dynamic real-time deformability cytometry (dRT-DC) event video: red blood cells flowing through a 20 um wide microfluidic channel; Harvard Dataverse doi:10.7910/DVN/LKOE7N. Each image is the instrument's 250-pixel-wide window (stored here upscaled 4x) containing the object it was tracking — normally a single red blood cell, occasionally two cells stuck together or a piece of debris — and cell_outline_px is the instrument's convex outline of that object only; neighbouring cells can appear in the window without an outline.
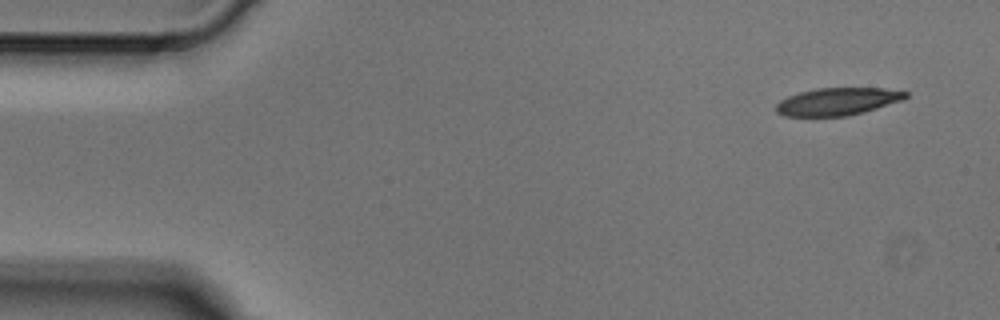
{"species": "Egyptian fruit bat (a non-hibernating species)", "species_latin": "Rousettus aegyptiacus", "temperature_condition": "cold", "stored_images_in_passage": 5, "segment_of_instrument_passage": [1, 2], "camera_frame_rate_fps": 3000, "um_per_image_px": 0.085, "animal": {"sex": "male"}, "frame": {"image": 1, "passage_image": 1, "time_ms": 0.0, "image_size_px": [1000, 320], "cell_outline_px": [[908, 96], [904, 100], [864, 112], [848, 116], [784, 116], [776, 112], [776, 104], [780, 100], [788, 96], [800, 92], [816, 88], [884, 88], [908, 92]], "centroid_in_image_um": [71.21, 8.63], "position_along_channel_um": 13.8, "area_um2": 20.87}}
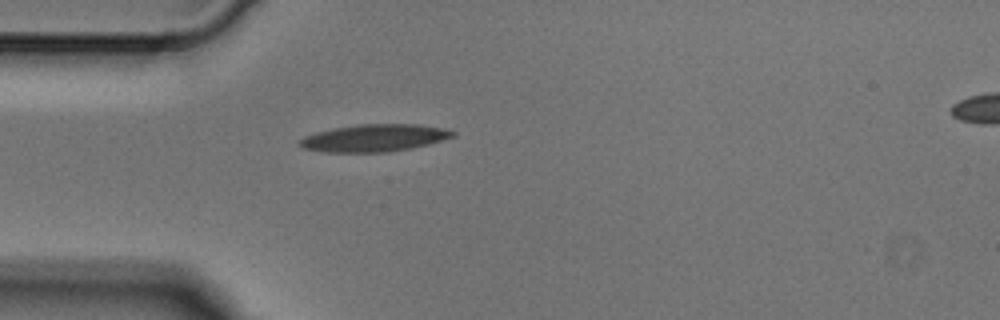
{"frame": {"image": 2, "passage_image": 4, "time_ms": 1.0, "image_size_px": [1000, 320], "cell_outline_px": [[456, 136], [428, 144], [412, 148], [388, 152], [324, 152], [304, 148], [296, 144], [304, 136], [316, 132], [356, 124], [416, 124], [440, 128], [456, 132]], "centroid_in_image_um": [31.79, 11.73], "position_along_channel_um": 53.2, "area_um2": 24.28}}